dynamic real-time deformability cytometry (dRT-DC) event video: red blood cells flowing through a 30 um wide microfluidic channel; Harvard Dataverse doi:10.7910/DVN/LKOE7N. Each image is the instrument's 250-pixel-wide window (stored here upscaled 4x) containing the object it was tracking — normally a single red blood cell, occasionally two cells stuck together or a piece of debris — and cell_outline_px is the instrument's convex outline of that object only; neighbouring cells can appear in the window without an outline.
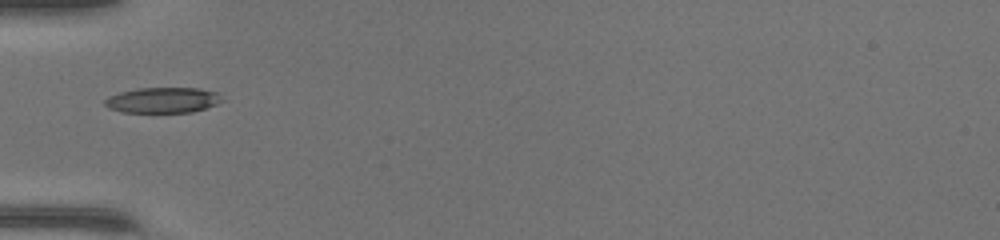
{"species": "common noctule bat (a hibernating species)", "species_latin": "Nyctalus noctula", "temperature_condition": "warm", "stored_images_in_passage": 31, "camera_frame_rate_fps": 3000, "um_per_image_px": 0.085, "animal": {"sex": "female", "body_mass_g": 17.0, "forearm_length_mm": 48.0}, "frame": {"image": 1, "passage_image": 1, "time_ms": 0.0, "image_size_px": [1000, 240], "cell_outline_px": [[224, 100], [216, 104], [192, 112], [120, 112], [108, 108], [104, 104], [104, 100], [108, 96], [120, 92], [136, 88], [200, 88], [216, 92]], "centroid_in_image_um": [13.8, 8.51], "position_along_channel_um": 71.2, "area_um2": 17.46}}
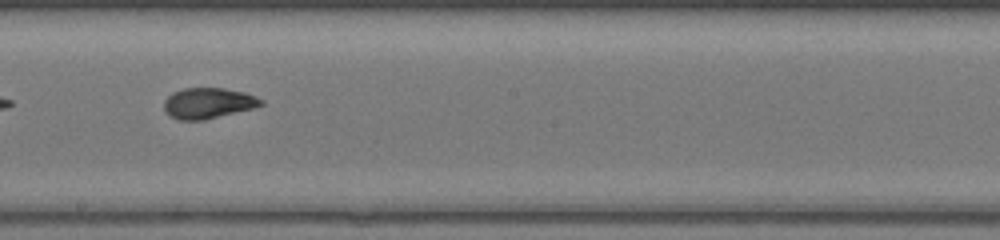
{"frame": {"image": 2, "passage_image": 12, "time_ms": 3.667, "image_size_px": [1000, 240], "cell_outline_px": [[264, 104], [252, 108], [204, 120], [180, 120], [168, 116], [164, 112], [164, 100], [172, 92], [184, 88], [224, 88], [244, 92], [256, 96], [264, 100]], "centroid_in_image_um": [17.66, 8.76], "position_along_channel_um": 230.5, "area_um2": 17.46}}
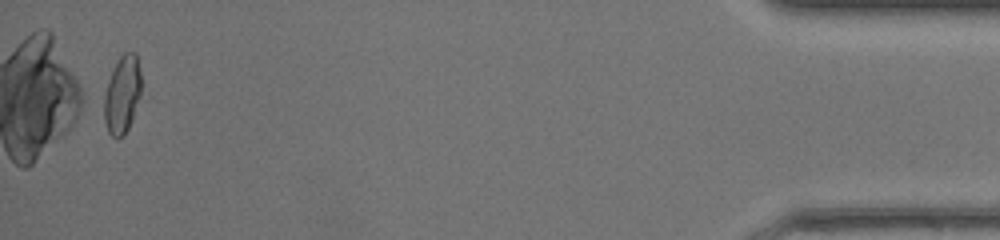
{"frame": {"image": 3, "passage_image": 31, "time_ms": 10.0, "image_size_px": [1000, 240], "cell_outline_px": [[140, 96], [132, 120], [128, 128], [116, 140], [108, 132], [96, 100], [116, 60], [124, 52], [136, 52], [140, 72]], "centroid_in_image_um": [10.25, 8.03], "position_along_channel_um": 425.0, "area_um2": 18.26}, "authors_computed_cell_mechanics": {"area_um2": 17.2244, "velocity_mm_per_s": 4.3447, "shape_relaxation_time_tau1_ms": 3.8832, "shape_relaxation_time_tau2_ms": 1.2825, "deformation_change_tau1": 0.1799, "deformation_change_tau2": 0.0663}}